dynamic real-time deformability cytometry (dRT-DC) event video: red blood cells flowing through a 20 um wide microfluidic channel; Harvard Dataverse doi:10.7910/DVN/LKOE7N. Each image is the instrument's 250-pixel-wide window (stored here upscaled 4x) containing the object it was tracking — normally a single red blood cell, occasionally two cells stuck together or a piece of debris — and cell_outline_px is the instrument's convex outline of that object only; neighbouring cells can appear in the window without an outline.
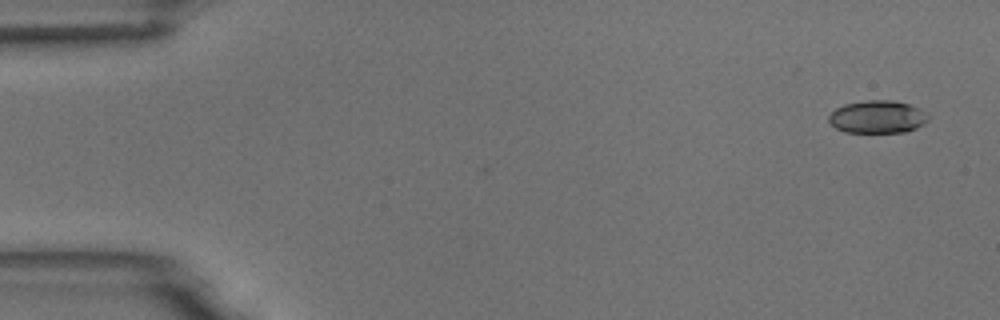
{"species": "common noctule bat (a hibernating species)", "species_latin": "Nyctalus noctula", "temperature_condition": "room temperature", "stored_images_in_passage": 2, "camera_frame_rate_fps": 3000, "um_per_image_px": 0.085, "animal": {"sex": "male", "body_mass_g": 18.8}, "frame": {"image": 1, "passage_image": 2, "time_ms": 0.333, "image_size_px": [1000, 320], "cell_outline_px": [[928, 120], [924, 124], [916, 128], [904, 132], [844, 132], [836, 128], [828, 120], [828, 116], [836, 108], [844, 104], [868, 100], [892, 100], [908, 104], [920, 108], [928, 116]], "centroid_in_image_um": [74.58, 9.93], "position_along_channel_um": 10.4, "area_um2": 18.9}}